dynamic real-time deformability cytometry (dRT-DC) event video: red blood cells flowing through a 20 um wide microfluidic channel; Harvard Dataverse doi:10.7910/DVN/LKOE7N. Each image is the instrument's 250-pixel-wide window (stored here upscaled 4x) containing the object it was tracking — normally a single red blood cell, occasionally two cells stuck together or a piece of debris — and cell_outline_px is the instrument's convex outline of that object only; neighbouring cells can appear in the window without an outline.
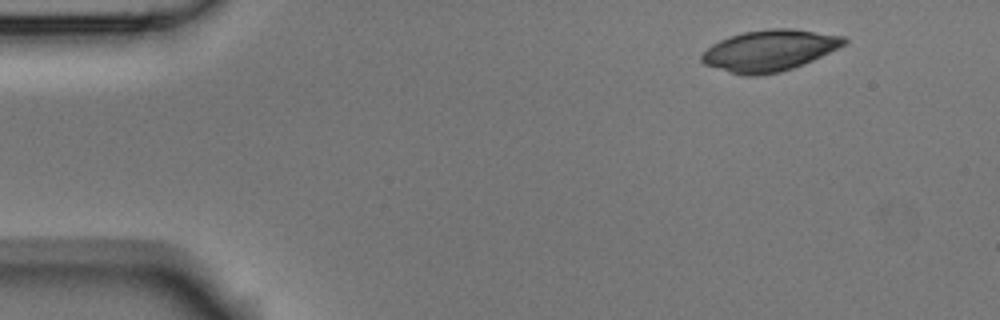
{"species": "Egyptian fruit bat (a non-hibernating species)", "species_latin": "Rousettus aegyptiacus", "temperature_condition": "room temperature", "stored_images_in_passage": 3, "camera_frame_rate_fps": 3000, "um_per_image_px": 0.085, "animal": {"sex": "male"}, "frame": {"image": 1, "passage_image": 1, "time_ms": 0.0, "image_size_px": [1000, 320], "cell_outline_px": [[848, 40], [844, 44], [804, 64], [780, 72], [756, 76], [744, 76], [704, 64], [700, 60], [700, 56], [712, 44], [728, 36], [744, 32], [772, 28], [792, 28], [844, 36]], "centroid_in_image_um": [65.38, 4.29], "position_along_channel_um": 19.6, "area_um2": 33.93}}